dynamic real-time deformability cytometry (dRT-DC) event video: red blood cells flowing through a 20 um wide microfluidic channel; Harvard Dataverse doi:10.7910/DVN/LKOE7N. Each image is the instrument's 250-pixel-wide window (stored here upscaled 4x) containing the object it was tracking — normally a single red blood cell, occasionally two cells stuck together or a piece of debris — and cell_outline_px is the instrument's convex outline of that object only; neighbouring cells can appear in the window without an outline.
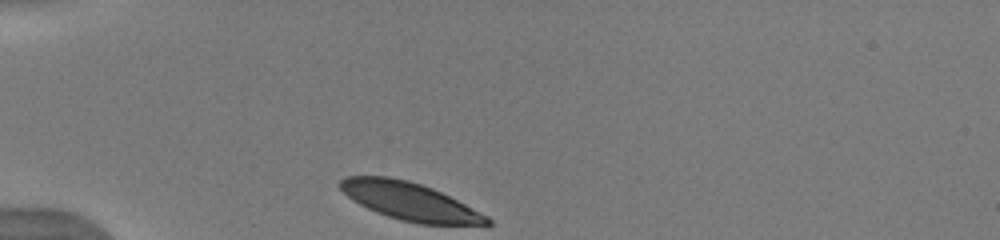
{"species": "human", "species_latin": "Homo sapiens", "temperature_condition": "warm", "stored_images_in_passage": 33, "camera_frame_rate_fps": 3000, "um_per_image_px": 0.085, "donor": {"sex": "male"}, "frame": {"image": 1, "passage_image": 1, "time_ms": 0.0, "image_size_px": [1000, 240], "cell_outline_px": [[492, 224], [420, 224], [400, 220], [376, 212], [352, 200], [336, 184], [344, 176], [388, 176], [408, 180], [432, 188], [488, 216], [492, 220]], "centroid_in_image_um": [34.77, 17.1], "position_along_channel_um": 50.2, "area_um2": 31.96}}
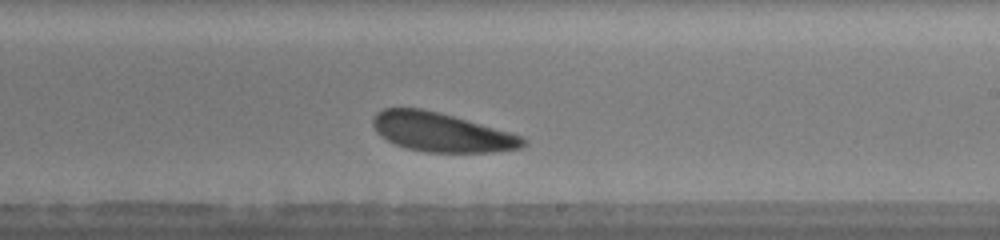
{"frame": {"image": 2, "passage_image": 19, "time_ms": 6.0, "image_size_px": [1000, 240], "cell_outline_px": [[528, 144], [520, 148], [496, 152], [424, 152], [408, 148], [396, 144], [388, 140], [376, 132], [372, 124], [372, 116], [376, 112], [384, 108], [420, 108], [452, 116], [508, 132], [520, 136], [528, 140]], "centroid_in_image_um": [37.5, 11.25], "position_along_channel_um": 251.5, "area_um2": 33.81}, "authors_computed_cell_mechanics": {"area_um2": 35.0846, "velocity_mm_per_s": 3.827, "shape_relaxation_time_tau1_ms": 0.9056, "shape_relaxation_time_tau2_ms": null, "deformation_change_tau1": 0.059, "deformation_change_tau2": null}}